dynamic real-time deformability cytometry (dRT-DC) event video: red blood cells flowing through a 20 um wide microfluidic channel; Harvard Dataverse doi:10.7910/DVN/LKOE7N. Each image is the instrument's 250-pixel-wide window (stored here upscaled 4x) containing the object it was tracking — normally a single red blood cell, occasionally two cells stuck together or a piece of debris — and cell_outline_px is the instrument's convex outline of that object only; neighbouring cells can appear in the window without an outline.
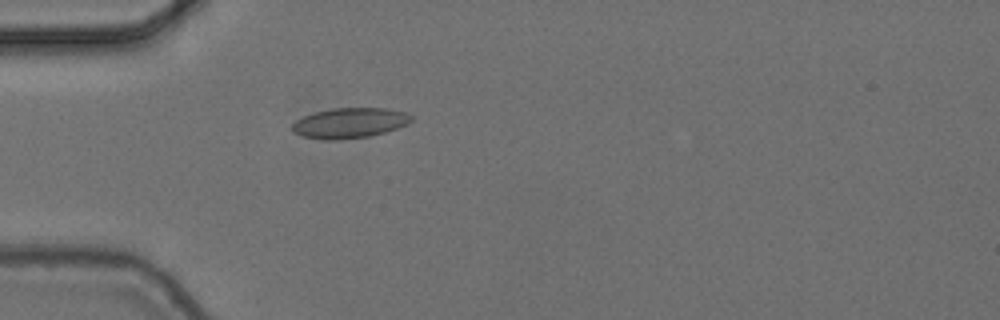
{"species": "common noctule bat (a hibernating species)", "species_latin": "Nyctalus noctula", "temperature_condition": "cold", "stored_images_in_passage": 3, "camera_frame_rate_fps": 3000, "um_per_image_px": 0.085, "animal": {"sex": "female", "body_mass_g": 24.6, "forearm_length_mm": 56.2}, "frame": {"image": 1, "passage_image": 3, "time_ms": 0.667, "image_size_px": [1000, 320], "cell_outline_px": [[412, 120], [408, 124], [384, 132], [368, 136], [336, 140], [324, 140], [304, 136], [292, 132], [292, 124], [296, 120], [304, 116], [316, 112], [332, 108], [388, 108], [404, 112], [412, 116]], "centroid_in_image_um": [29.71, 10.45], "position_along_channel_um": 55.3, "area_um2": 20.87}}